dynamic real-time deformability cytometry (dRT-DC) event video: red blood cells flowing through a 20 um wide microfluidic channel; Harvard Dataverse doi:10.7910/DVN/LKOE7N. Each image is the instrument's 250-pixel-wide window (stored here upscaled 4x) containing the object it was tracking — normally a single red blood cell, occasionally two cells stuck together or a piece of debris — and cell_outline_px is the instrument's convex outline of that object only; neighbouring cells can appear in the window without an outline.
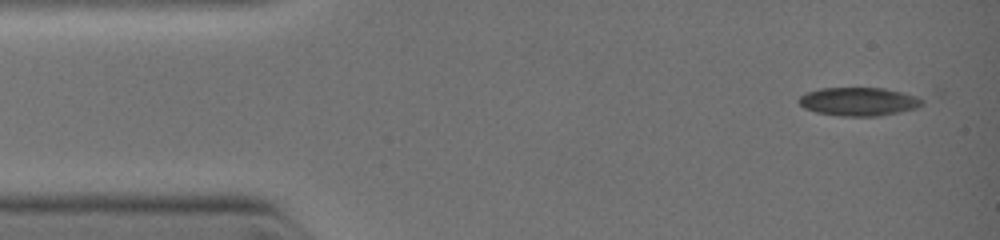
{"species": "common noctule bat (a hibernating species)", "species_latin": "Nyctalus noctula", "temperature_condition": "warm", "stored_images_in_passage": 3, "camera_frame_rate_fps": 3000, "um_per_image_px": 0.085, "animal": {"sex": "female", "body_mass_g": 19.0, "forearm_length_mm": 51.5}, "frame": {"image": 1, "passage_image": 1, "time_ms": 0.0, "image_size_px": [1000, 240], "cell_outline_px": [[924, 104], [916, 108], [880, 116], [840, 116], [816, 112], [804, 108], [796, 100], [800, 96], [808, 92], [820, 88], [884, 88], [916, 96], [924, 100]], "centroid_in_image_um": [72.97, 8.64], "position_along_channel_um": 12.0, "area_um2": 20.4}}